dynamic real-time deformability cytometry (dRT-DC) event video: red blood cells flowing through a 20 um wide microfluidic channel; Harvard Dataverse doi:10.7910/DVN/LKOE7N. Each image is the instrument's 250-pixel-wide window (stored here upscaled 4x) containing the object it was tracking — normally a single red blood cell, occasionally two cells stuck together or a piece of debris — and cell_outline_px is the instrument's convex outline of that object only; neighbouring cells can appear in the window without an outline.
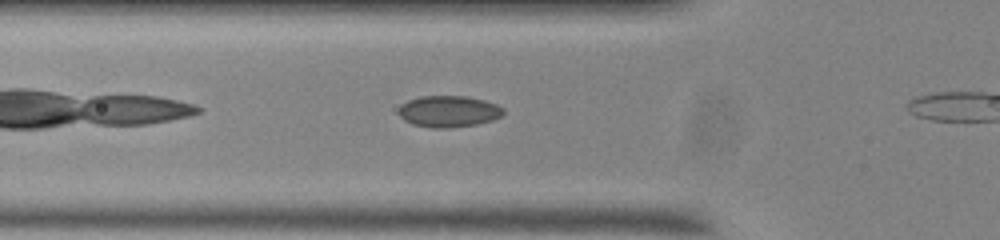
{"species": "common noctule bat (a hibernating species)", "species_latin": "Nyctalus noctula", "temperature_condition": "room temperature", "stored_images_in_passage": 10, "camera_frame_rate_fps": 3000, "um_per_image_px": 0.085, "animal": {"sex": "male", "body_mass_g": 20.0, "forearm_length_mm": 53.3}, "frame": {"image": 1, "passage_image": 5, "time_ms": 1.333, "image_size_px": [1000, 240], "cell_outline_px": [[504, 112], [500, 116], [492, 120], [476, 124], [448, 128], [432, 128], [412, 124], [404, 120], [400, 116], [400, 108], [408, 100], [420, 96], [468, 96], [484, 100], [496, 104], [504, 108]], "centroid_in_image_um": [38.15, 9.47], "position_along_channel_um": 87.6, "area_um2": 19.07}}
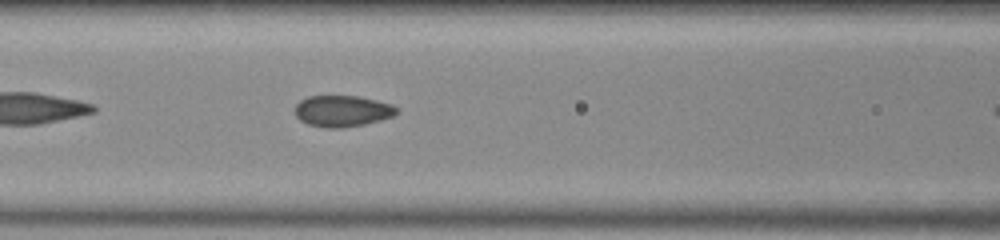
{"frame": {"image": 2, "passage_image": 9, "time_ms": 2.667, "image_size_px": [1000, 240], "cell_outline_px": [[400, 112], [392, 116], [380, 120], [364, 124], [344, 128], [328, 128], [308, 124], [300, 120], [296, 116], [296, 104], [300, 100], [308, 96], [360, 96], [392, 104]], "centroid_in_image_um": [29.11, 9.43], "position_along_channel_um": 137.5, "area_um2": 18.55}}